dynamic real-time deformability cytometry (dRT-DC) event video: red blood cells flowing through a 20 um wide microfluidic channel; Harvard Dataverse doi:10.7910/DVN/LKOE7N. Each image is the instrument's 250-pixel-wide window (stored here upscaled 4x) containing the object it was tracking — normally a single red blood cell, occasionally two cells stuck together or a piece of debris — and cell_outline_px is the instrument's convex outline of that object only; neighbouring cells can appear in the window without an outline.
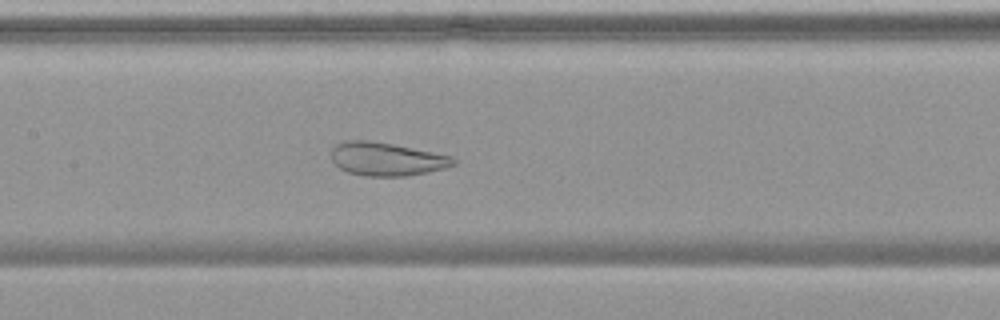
{"species": "common noctule bat (a hibernating species)", "species_latin": "Nyctalus noctula", "temperature_condition": "warm", "stored_images_in_passage": 51, "camera_frame_rate_fps": 3000, "um_per_image_px": 0.085, "animal": {"sex": "female", "body_mass_g": 19.9}, "frame": {"image": 1, "passage_image": 22, "time_ms": 7.0, "image_size_px": [1000, 320], "cell_outline_px": [[456, 164], [444, 168], [428, 172], [404, 176], [364, 176], [348, 172], [340, 168], [332, 160], [332, 148], [336, 144], [344, 140], [368, 140], [392, 144], [452, 156], [456, 160]], "centroid_in_image_um": [32.85, 13.52], "position_along_channel_um": 174.6, "area_um2": 23.58}}
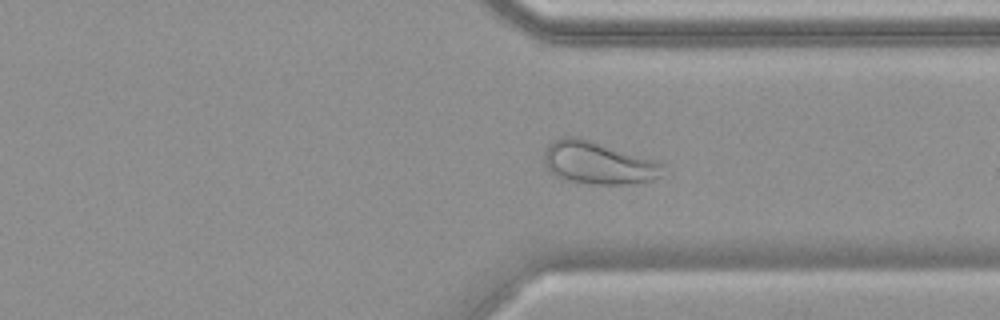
{"frame": {"image": 2, "passage_image": 37, "time_ms": 12.0, "image_size_px": [1000, 320], "cell_outline_px": [[664, 164], [660, 176], [652, 180], [628, 184], [592, 184], [564, 180], [556, 176], [544, 164], [544, 152], [548, 144], [552, 140], [564, 136], [580, 136]], "centroid_in_image_um": [50.77, 13.83], "position_along_channel_um": 360.6, "area_um2": 29.36}}
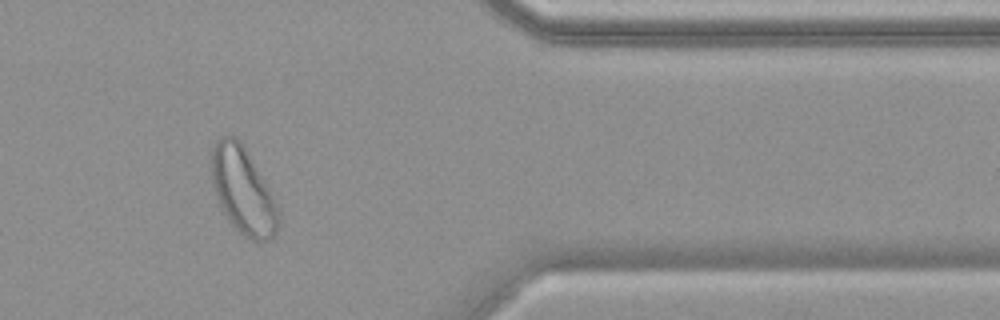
{"frame": {"image": 3, "passage_image": 41, "time_ms": 13.333, "image_size_px": [1000, 320], "cell_outline_px": [[280, 220], [276, 236], [268, 240], [256, 244], [244, 236], [228, 220], [216, 196], [212, 184], [208, 168], [208, 164], [212, 148], [216, 140], [220, 136], [236, 136], [244, 144], [280, 208]], "centroid_in_image_um": [20.65, 16.2], "position_along_channel_um": 390.8, "area_um2": 34.85}}